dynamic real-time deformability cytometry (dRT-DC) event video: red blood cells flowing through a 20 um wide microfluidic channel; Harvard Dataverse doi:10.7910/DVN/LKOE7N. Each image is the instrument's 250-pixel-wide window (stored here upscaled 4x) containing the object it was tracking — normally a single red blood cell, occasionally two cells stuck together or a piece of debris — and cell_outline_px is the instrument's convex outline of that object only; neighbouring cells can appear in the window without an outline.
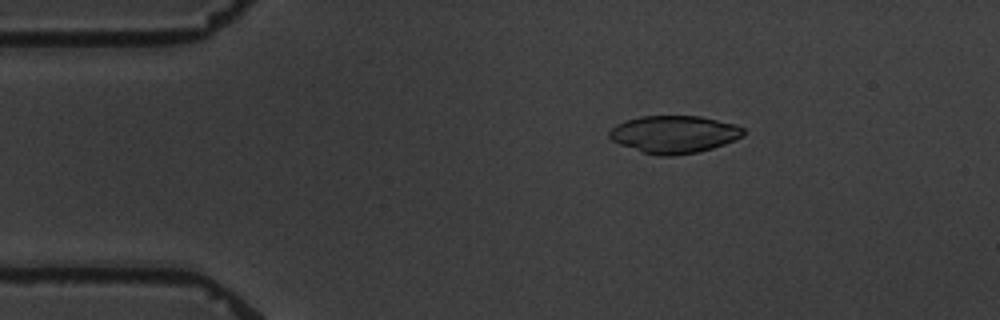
{"species": "common noctule bat (a hibernating species)", "species_latin": "Nyctalus noctula", "temperature_condition": "warm", "stored_images_in_passage": 4, "camera_frame_rate_fps": 3000, "um_per_image_px": 0.085, "animal": {"sex": "male", "body_mass_g": 19.5, "forearm_length_mm": 54.6}, "frame": {"image": 1, "passage_image": 3, "time_ms": 3.0, "image_size_px": [1000, 320], "cell_outline_px": [[744, 136], [724, 144], [712, 148], [696, 152], [672, 156], [656, 156], [620, 144], [612, 140], [608, 136], [608, 132], [616, 124], [640, 116], [700, 116], [736, 124], [744, 128]], "centroid_in_image_um": [57.31, 11.41], "position_along_channel_um": 27.7, "area_um2": 29.19}}